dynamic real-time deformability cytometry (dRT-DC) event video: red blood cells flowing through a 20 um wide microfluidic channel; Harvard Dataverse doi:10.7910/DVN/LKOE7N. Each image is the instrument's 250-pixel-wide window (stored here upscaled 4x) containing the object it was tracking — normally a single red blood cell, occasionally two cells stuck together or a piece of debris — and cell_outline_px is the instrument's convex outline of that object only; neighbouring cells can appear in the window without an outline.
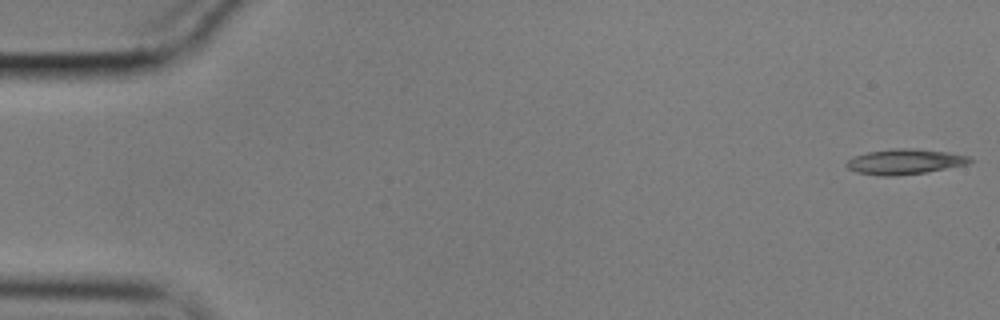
{"species": "common noctule bat (a hibernating species)", "species_latin": "Nyctalus noctula", "temperature_condition": "cold", "stored_images_in_passage": 19, "camera_frame_rate_fps": 3000, "um_per_image_px": 0.085, "animal": {"sex": "male", "body_mass_g": 17.9}, "frame": {"image": 1, "passage_image": 1, "time_ms": 0.0, "image_size_px": [1000, 320], "cell_outline_px": [[972, 160], [968, 164], [924, 172], [896, 176], [880, 176], [856, 172], [848, 168], [844, 164], [852, 156], [868, 152], [892, 148], [916, 148], [948, 152], [968, 156]], "centroid_in_image_um": [76.85, 13.73], "position_along_channel_um": 8.1, "area_um2": 18.21}}
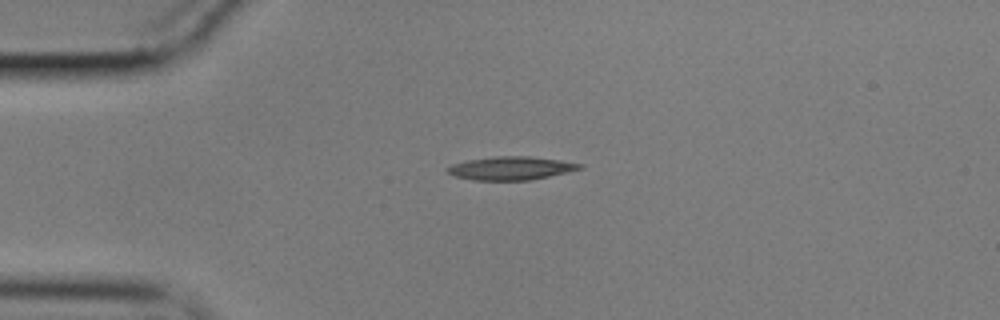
{"frame": {"image": 2, "passage_image": 13, "time_ms": 4.0, "image_size_px": [1000, 320], "cell_outline_px": [[584, 168], [548, 176], [528, 180], [472, 180], [456, 176], [448, 172], [448, 168], [452, 164], [468, 160], [492, 156], [528, 156], [560, 160], [584, 164]], "centroid_in_image_um": [43.45, 14.29], "position_along_channel_um": 41.5, "area_um2": 17.8}}
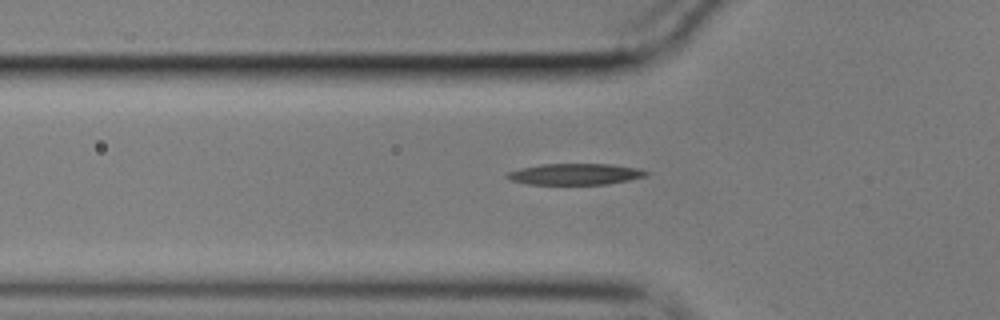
{"frame": {"image": 3, "passage_image": 18, "time_ms": 5.667, "image_size_px": [1000, 320], "cell_outline_px": [[648, 172], [644, 176], [628, 180], [604, 184], [528, 184], [508, 180], [504, 176], [508, 172], [520, 168], [540, 164], [612, 164], [640, 168]], "centroid_in_image_um": [48.83, 14.79], "position_along_channel_um": 77.0, "area_um2": 17.17}}